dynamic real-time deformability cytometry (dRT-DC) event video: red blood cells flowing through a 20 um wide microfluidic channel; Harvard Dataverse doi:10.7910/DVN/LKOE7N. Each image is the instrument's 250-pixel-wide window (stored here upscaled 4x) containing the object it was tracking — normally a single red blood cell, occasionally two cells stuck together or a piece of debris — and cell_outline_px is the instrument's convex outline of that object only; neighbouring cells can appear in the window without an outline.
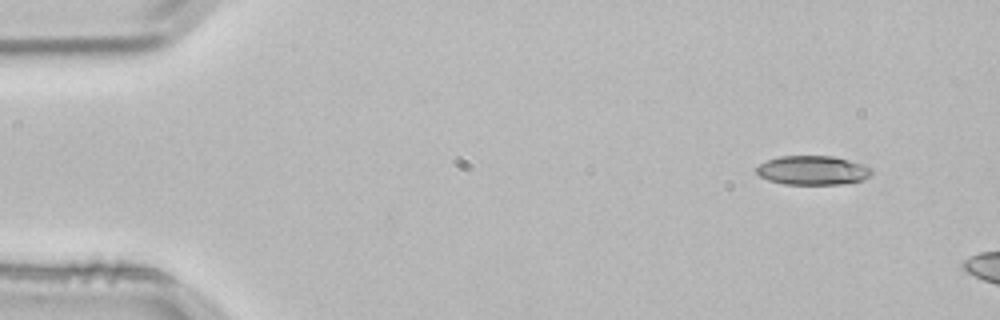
{"species": "common noctule bat (a hibernating species)", "species_latin": "Nyctalus noctula", "temperature_condition": "room temperature", "stored_images_in_passage": 2, "camera_frame_rate_fps": 3000, "um_per_image_px": 0.085, "animal": {"sex": "male", "body_mass_g": 21.5, "forearm_length_mm": 52.0}, "frame": {"image": 1, "passage_image": 1, "time_ms": 0.0, "image_size_px": [1000, 320], "cell_outline_px": [[872, 176], [864, 180], [840, 184], [784, 184], [768, 180], [760, 176], [756, 172], [756, 168], [760, 164], [768, 160], [780, 156], [832, 156], [864, 164], [872, 168]], "centroid_in_image_um": [69.12, 14.48], "position_along_channel_um": 15.9, "area_um2": 19.59}}